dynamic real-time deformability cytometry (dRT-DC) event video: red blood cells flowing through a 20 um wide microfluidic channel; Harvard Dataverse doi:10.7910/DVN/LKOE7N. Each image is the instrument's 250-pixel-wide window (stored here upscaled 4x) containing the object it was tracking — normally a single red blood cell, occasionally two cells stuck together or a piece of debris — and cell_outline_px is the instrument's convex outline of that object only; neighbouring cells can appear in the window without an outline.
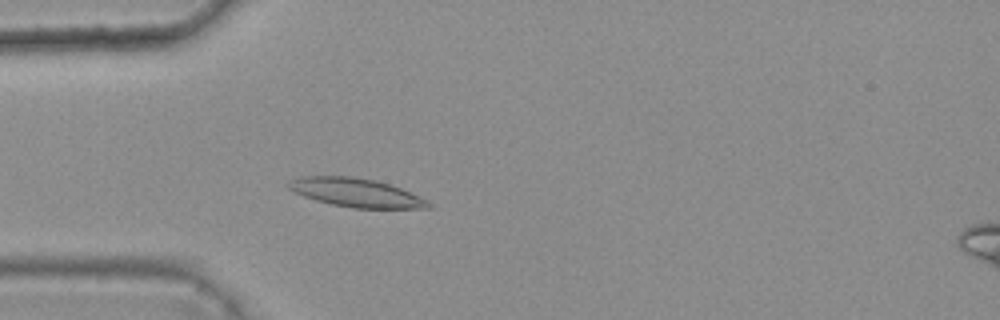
{"species": "common noctule bat (a hibernating species)", "species_latin": "Nyctalus noctula", "temperature_condition": "warm", "stored_images_in_passage": 3, "camera_frame_rate_fps": 3000, "um_per_image_px": 0.085, "animal": {"sex": "female", "body_mass_g": 25.1}, "frame": {"image": 1, "passage_image": 3, "time_ms": 0.667, "image_size_px": [1000, 320], "cell_outline_px": [[432, 208], [352, 208], [332, 204], [316, 200], [304, 196], [288, 188], [288, 184], [292, 180], [300, 176], [352, 176], [376, 180], [400, 188], [432, 204]], "centroid_in_image_um": [30.24, 16.37], "position_along_channel_um": 54.8, "area_um2": 22.95}}